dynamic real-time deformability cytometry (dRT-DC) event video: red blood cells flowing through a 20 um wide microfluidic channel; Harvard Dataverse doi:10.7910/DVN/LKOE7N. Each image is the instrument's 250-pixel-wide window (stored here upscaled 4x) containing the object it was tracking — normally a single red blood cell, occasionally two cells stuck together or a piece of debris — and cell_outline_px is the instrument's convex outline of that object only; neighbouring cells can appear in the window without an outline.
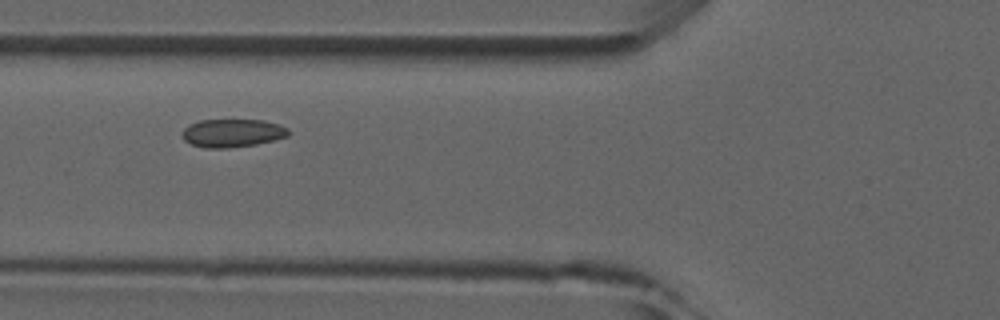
{"species": "common noctule bat (a hibernating species)", "species_latin": "Nyctalus noctula", "temperature_condition": "room temperature", "stored_images_in_passage": 7, "camera_frame_rate_fps": 3000, "um_per_image_px": 0.085, "animal": {"sex": "male", "forearm_length_mm": 52.5}, "frame": {"image": 1, "passage_image": 7, "time_ms": 6.667, "image_size_px": [1000, 320], "cell_outline_px": [[292, 132], [288, 136], [256, 144], [228, 148], [204, 148], [192, 144], [184, 140], [184, 128], [188, 124], [200, 120], [264, 120], [288, 128]], "centroid_in_image_um": [19.77, 11.31], "position_along_channel_um": 106.0, "area_um2": 17.34}}